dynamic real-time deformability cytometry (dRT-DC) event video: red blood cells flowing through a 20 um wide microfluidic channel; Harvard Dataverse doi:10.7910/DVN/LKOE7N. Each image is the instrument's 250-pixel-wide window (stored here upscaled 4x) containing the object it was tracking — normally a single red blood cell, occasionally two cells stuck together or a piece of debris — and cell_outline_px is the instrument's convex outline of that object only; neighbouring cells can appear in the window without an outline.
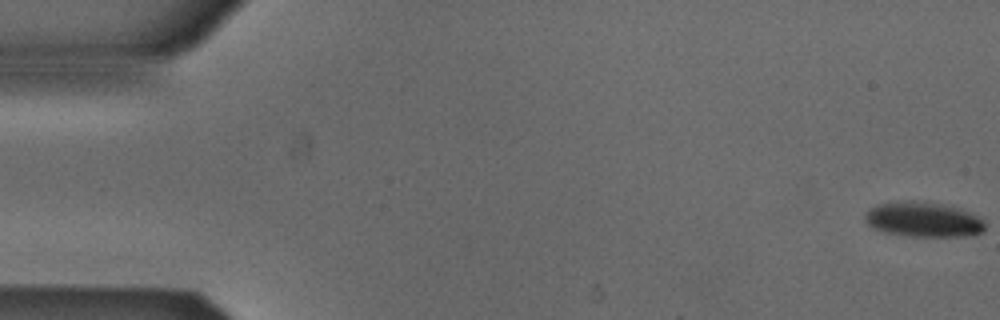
{"species": "Egyptian fruit bat (a non-hibernating species)", "species_latin": "Rousettus aegyptiacus", "temperature_condition": "cold", "stored_images_in_passage": 55, "camera_frame_rate_fps": 3000, "um_per_image_px": 0.085, "animal": {"sex": "male"}, "frame": {"image": 1, "passage_image": 1, "time_ms": 0.0, "image_size_px": [1000, 320], "cell_outline_px": [[984, 232], [964, 236], [908, 236], [884, 232], [872, 228], [864, 220], [864, 216], [868, 208], [880, 204], [904, 200], [912, 200], [940, 204], [960, 208], [980, 216], [984, 220]], "centroid_in_image_um": [78.47, 18.65], "position_along_channel_um": 6.5, "area_um2": 24.62}}
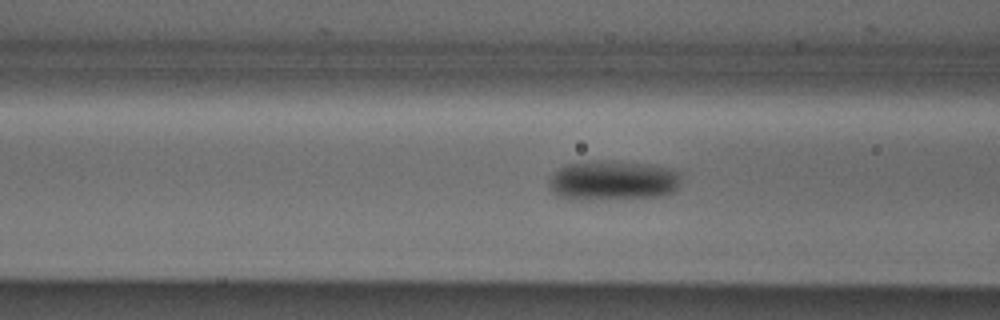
{"frame": {"image": 2, "passage_image": 21, "time_ms": 6.667, "image_size_px": [1000, 320], "cell_outline_px": [[680, 184], [672, 192], [664, 196], [576, 200], [572, 200], [556, 196], [552, 192], [548, 184], [548, 180], [564, 164], [588, 160], [616, 160], [652, 164], [672, 168], [680, 172]], "centroid_in_image_um": [52.09, 15.32], "position_along_channel_um": 114.5, "area_um2": 31.39}}
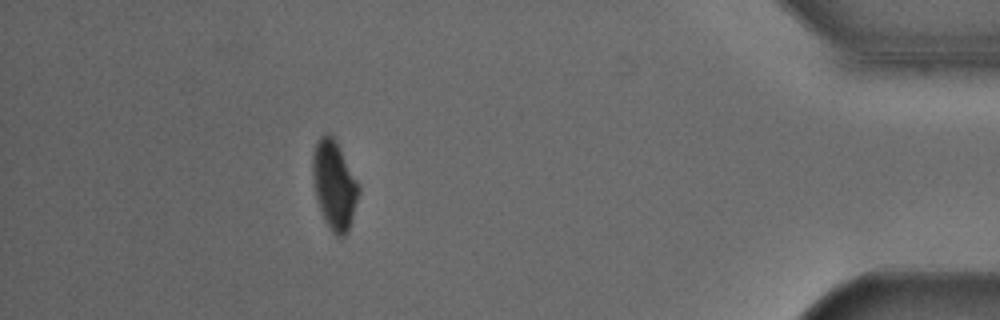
{"frame": {"image": 3, "passage_image": 48, "time_ms": 15.667, "image_size_px": [1000, 320], "cell_outline_px": [[360, 192], [348, 232], [344, 236], [336, 236], [332, 232], [324, 220], [316, 196], [312, 176], [312, 156], [316, 144], [320, 136], [328, 132], [332, 136], [360, 184]], "centroid_in_image_um": [28.42, 15.74], "position_along_channel_um": 406.8, "area_um2": 23.64}, "authors_computed_cell_mechanics": {"area_um2": 26.877, "velocity_mm_per_s": 3.8535, "shape_relaxation_time_tau1_ms": 8.0525, "shape_relaxation_time_tau2_ms": null, "deformation_change_tau1": 0.1231, "deformation_change_tau2": null}}